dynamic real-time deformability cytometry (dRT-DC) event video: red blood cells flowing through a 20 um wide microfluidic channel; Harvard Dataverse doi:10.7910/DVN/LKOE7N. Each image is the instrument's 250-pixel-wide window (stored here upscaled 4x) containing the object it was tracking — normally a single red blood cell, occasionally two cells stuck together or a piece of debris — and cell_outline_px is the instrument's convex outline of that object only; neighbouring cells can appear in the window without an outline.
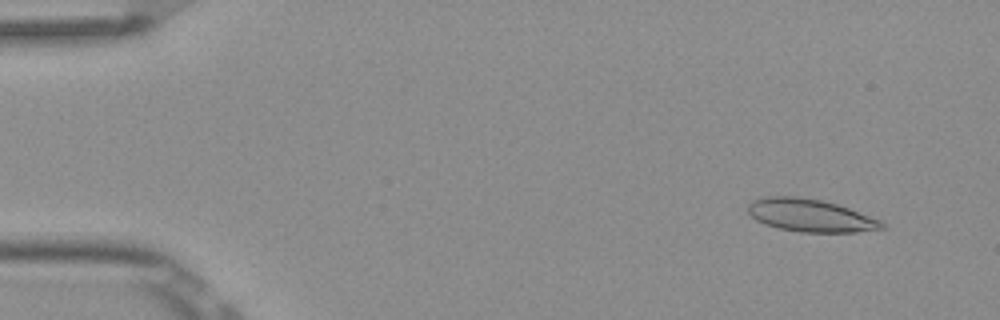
{"species": "Egyptian fruit bat (a non-hibernating species)", "species_latin": "Rousettus aegyptiacus", "temperature_condition": "room temperature", "stored_images_in_passage": 6, "camera_frame_rate_fps": 3000, "um_per_image_px": 0.085, "frame": {"image": 1, "passage_image": 2, "time_ms": 0.333, "image_size_px": [1000, 320], "cell_outline_px": [[884, 228], [856, 232], [800, 232], [780, 228], [764, 224], [756, 220], [748, 212], [748, 204], [752, 200], [764, 196], [800, 196], [820, 200], [836, 204], [848, 208], [880, 220], [884, 224]], "centroid_in_image_um": [68.83, 18.3], "position_along_channel_um": 16.2, "area_um2": 25.37}}
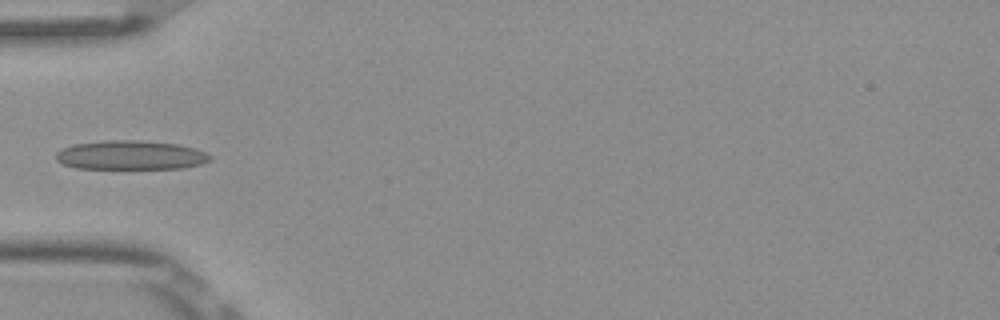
{"frame": {"image": 2, "passage_image": 5, "time_ms": 1.333, "image_size_px": [1000, 320], "cell_outline_px": [[212, 160], [200, 164], [184, 168], [76, 168], [64, 164], [56, 160], [56, 152], [72, 144], [104, 140], [140, 140], [176, 144], [196, 148], [212, 156]], "centroid_in_image_um": [11.11, 13.18], "position_along_channel_um": 73.9, "area_um2": 26.13}}
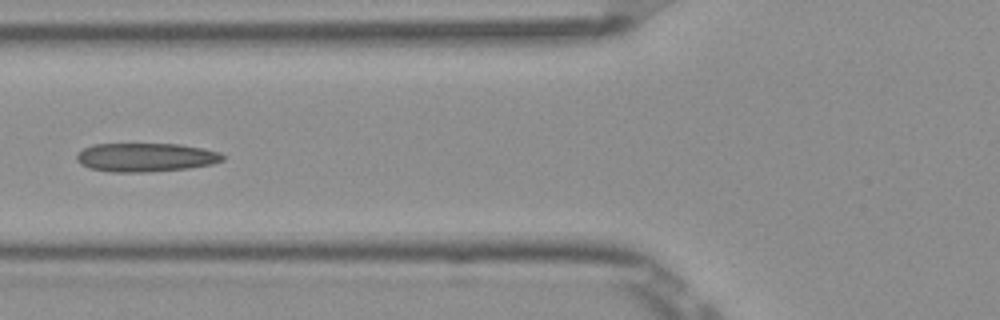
{"frame": {"image": 3, "passage_image": 6, "time_ms": 1.667, "image_size_px": [1000, 320], "cell_outline_px": [[224, 160], [212, 164], [188, 168], [140, 172], [112, 172], [88, 168], [80, 164], [76, 160], [76, 156], [84, 148], [92, 144], [180, 144], [204, 148], [220, 152], [224, 156]], "centroid_in_image_um": [12.38, 13.37], "position_along_channel_um": 113.4, "area_um2": 24.45}}